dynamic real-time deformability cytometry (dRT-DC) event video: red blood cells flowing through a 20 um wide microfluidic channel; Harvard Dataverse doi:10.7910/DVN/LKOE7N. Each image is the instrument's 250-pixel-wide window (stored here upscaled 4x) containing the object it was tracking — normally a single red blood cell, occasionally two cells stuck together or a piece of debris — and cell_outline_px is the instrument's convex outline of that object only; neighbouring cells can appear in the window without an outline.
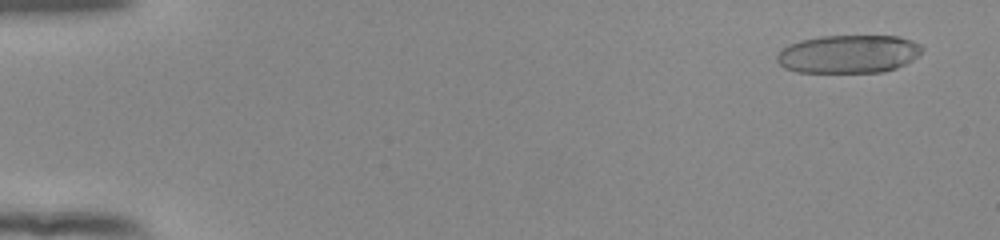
{"species": "human", "species_latin": "Homo sapiens", "temperature_condition": "room temperature", "stored_images_in_passage": 53, "camera_frame_rate_fps": 3000, "um_per_image_px": 0.085, "donor": {"sex": "female"}, "frame": {"image": 1, "passage_image": 3, "time_ms": 0.667, "image_size_px": [1000, 240], "cell_outline_px": [[924, 48], [912, 60], [896, 68], [884, 72], [796, 72], [784, 68], [776, 60], [776, 56], [788, 44], [800, 40], [820, 36], [900, 36], [912, 40], [920, 44]], "centroid_in_image_um": [72.12, 4.59], "position_along_channel_um": 12.9, "area_um2": 32.37}}
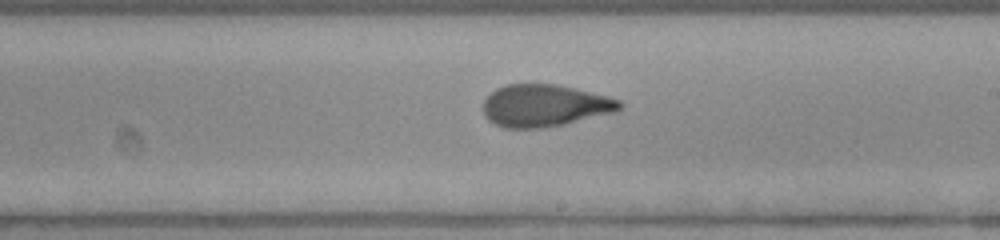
{"frame": {"image": 2, "passage_image": 32, "time_ms": 10.333, "image_size_px": [1000, 240], "cell_outline_px": [[624, 104], [616, 112], [564, 124], [544, 128], [504, 128], [488, 120], [484, 116], [484, 100], [496, 88], [504, 84], [556, 84], [608, 96], [620, 100]], "centroid_in_image_um": [46.3, 8.98], "position_along_channel_um": 242.7, "area_um2": 33.58}}
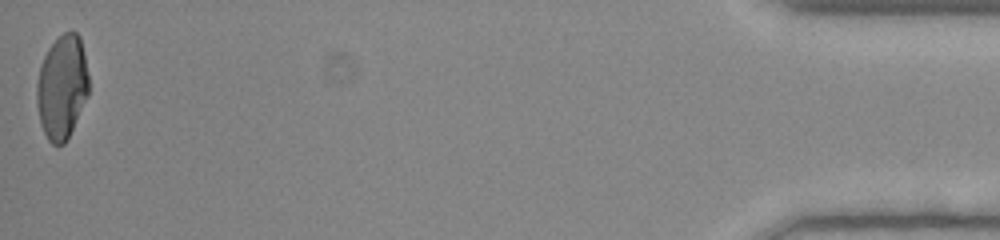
{"frame": {"image": 3, "passage_image": 53, "time_ms": 17.333, "image_size_px": [1000, 240], "cell_outline_px": [[88, 96], [64, 144], [52, 144], [48, 140], [40, 124], [36, 100], [36, 84], [40, 64], [48, 48], [64, 32], [76, 32], [80, 36], [84, 52], [88, 76]], "centroid_in_image_um": [5.25, 7.39], "position_along_channel_um": 429.9, "area_um2": 31.39}, "authors_computed_cell_mechanics": {"area_um2": 33.7552, "velocity_mm_per_s": 3.925, "shape_relaxation_time_tau1_ms": 10.5271, "shape_relaxation_time_tau2_ms": 1.4657, "deformation_change_tau1": 0.2999, "deformation_change_tau2": 0.0823}}